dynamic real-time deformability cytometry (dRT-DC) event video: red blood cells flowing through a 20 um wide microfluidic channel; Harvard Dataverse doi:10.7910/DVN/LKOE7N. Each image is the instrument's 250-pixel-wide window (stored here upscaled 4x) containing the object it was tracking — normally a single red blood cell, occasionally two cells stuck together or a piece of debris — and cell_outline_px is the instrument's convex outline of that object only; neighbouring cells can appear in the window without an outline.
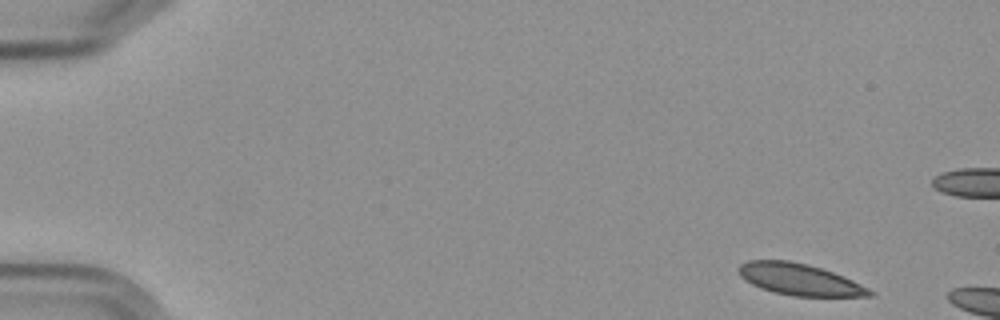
{"species": "Egyptian fruit bat (a non-hibernating species)", "species_latin": "Rousettus aegyptiacus", "temperature_condition": "cold", "stored_images_in_passage": 5, "camera_frame_rate_fps": 3000, "um_per_image_px": 0.085, "frame": {"image": 1, "passage_image": 1, "time_ms": 0.0, "image_size_px": [1000, 320], "cell_outline_px": [[876, 292], [872, 296], [792, 296], [760, 288], [752, 284], [740, 276], [736, 268], [740, 264], [748, 260], [788, 260], [808, 264], [844, 276]], "centroid_in_image_um": [67.94, 23.74], "position_along_channel_um": 17.1, "area_um2": 24.04}}